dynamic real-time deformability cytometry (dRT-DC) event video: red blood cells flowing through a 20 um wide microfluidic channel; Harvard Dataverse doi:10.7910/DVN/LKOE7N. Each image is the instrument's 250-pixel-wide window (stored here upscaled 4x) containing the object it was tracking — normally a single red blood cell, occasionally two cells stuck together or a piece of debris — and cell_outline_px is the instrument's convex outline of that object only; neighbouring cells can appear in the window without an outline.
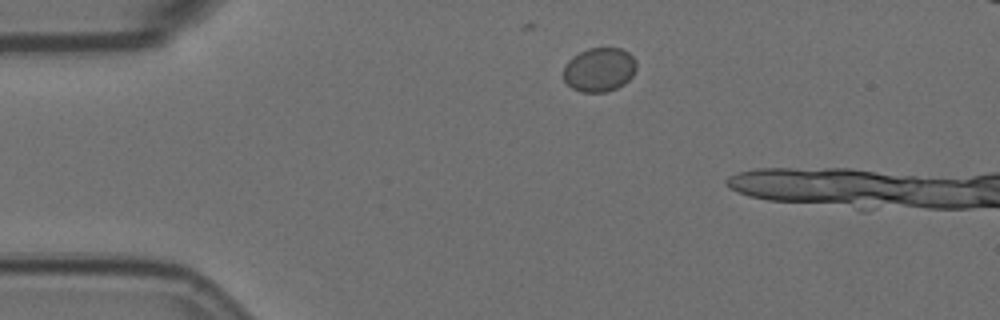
{"species": "Egyptian fruit bat (a non-hibernating species)", "species_latin": "Rousettus aegyptiacus", "temperature_condition": "room temperature", "stored_images_in_passage": 3, "camera_frame_rate_fps": 3000, "um_per_image_px": 0.085, "animal": {"sex": "female"}, "frame": {"image": 1, "passage_image": 1, "time_ms": 0.0, "image_size_px": [1000, 320], "cell_outline_px": [[636, 68], [632, 76], [624, 84], [616, 88], [604, 92], [580, 92], [572, 88], [564, 80], [564, 64], [572, 56], [588, 48], [620, 48], [628, 52], [636, 60]], "centroid_in_image_um": [50.93, 5.91], "position_along_channel_um": 34.1, "area_um2": 18.79}}